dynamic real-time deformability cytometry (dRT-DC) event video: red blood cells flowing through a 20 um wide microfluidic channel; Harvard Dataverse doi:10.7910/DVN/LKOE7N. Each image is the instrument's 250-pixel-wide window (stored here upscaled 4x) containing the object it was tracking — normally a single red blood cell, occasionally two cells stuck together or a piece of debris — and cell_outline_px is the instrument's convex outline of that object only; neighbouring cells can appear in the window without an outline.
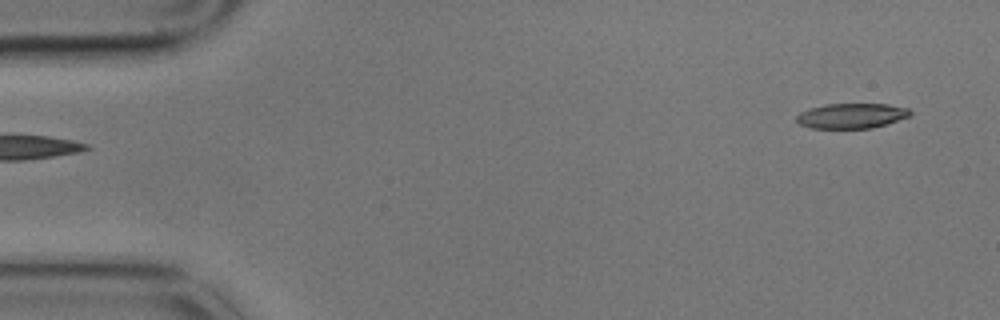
{"species": "common noctule bat (a hibernating species)", "species_latin": "Nyctalus noctula", "temperature_condition": "cold", "stored_images_in_passage": 5, "segment_of_instrument_passage": [2, 2], "camera_frame_rate_fps": 3000, "um_per_image_px": 0.085, "animal": {"sex": "male", "body_mass_g": 17.9}, "frame": {"image": 1, "passage_image": 5, "time_ms": 1.333, "image_size_px": [1000, 320], "cell_outline_px": [[912, 116], [872, 128], [812, 128], [800, 124], [796, 120], [796, 116], [800, 112], [824, 104], [888, 104], [908, 108], [912, 112]], "centroid_in_image_um": [72.41, 9.84], "position_along_channel_um": 12.6, "area_um2": 16.59}}